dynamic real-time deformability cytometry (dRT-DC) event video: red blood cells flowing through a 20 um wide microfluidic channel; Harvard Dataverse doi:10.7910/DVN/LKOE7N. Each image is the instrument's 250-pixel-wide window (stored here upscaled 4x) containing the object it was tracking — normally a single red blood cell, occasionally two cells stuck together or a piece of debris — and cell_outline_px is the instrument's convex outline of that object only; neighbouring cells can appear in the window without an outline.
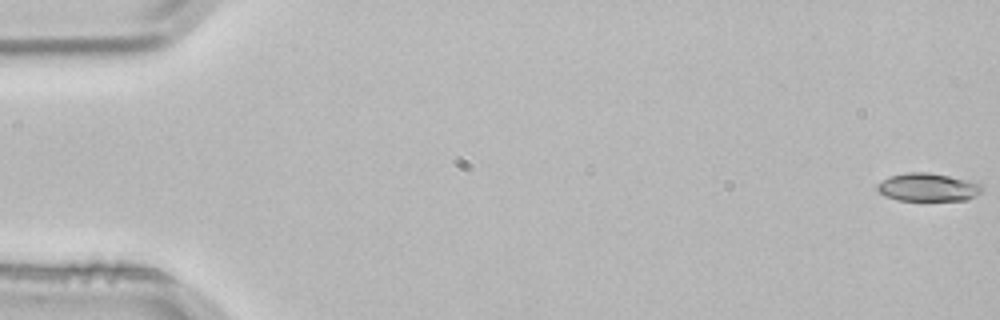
{"species": "common noctule bat (a hibernating species)", "species_latin": "Nyctalus noctula", "temperature_condition": "room temperature", "stored_images_in_passage": 3, "segment_of_instrument_passage": [2, 2], "camera_frame_rate_fps": 3000, "um_per_image_px": 0.085, "animal": {"sex": "male", "body_mass_g": 21.5, "forearm_length_mm": 52.0}, "frame": {"image": 1, "passage_image": 3, "time_ms": 0.667, "image_size_px": [1000, 320], "cell_outline_px": [[984, 188], [976, 196], [968, 200], [896, 200], [884, 196], [876, 188], [876, 184], [892, 176], [908, 172], [928, 172], [968, 180], [980, 184]], "centroid_in_image_um": [78.88, 15.92], "position_along_channel_um": 6.1, "area_um2": 17.05}}